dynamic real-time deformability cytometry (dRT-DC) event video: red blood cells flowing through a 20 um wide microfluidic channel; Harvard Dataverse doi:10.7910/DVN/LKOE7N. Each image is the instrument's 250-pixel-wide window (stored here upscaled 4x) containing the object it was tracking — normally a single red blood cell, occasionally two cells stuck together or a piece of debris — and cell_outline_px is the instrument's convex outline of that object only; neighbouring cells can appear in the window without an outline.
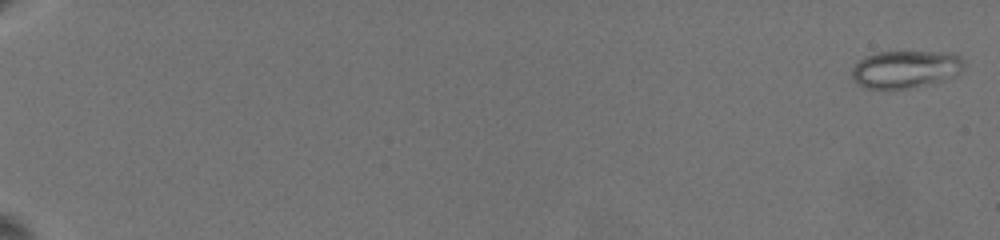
{"species": "common noctule bat (a hibernating species)", "species_latin": "Nyctalus noctula", "temperature_condition": "warm", "stored_images_in_passage": 14, "camera_frame_rate_fps": 3000, "um_per_image_px": 0.085, "animal": {"sex": "female", "body_mass_g": 19.5, "forearm_length_mm": 54.1}, "frame": {"image": 1, "passage_image": 1, "time_ms": 0.0, "image_size_px": [1000, 240], "cell_outline_px": [[964, 68], [932, 80], [904, 88], [868, 88], [860, 84], [852, 76], [852, 68], [860, 60], [868, 56], [880, 52], [932, 52], [960, 56]], "centroid_in_image_um": [76.83, 5.84], "position_along_channel_um": 8.2, "area_um2": 22.6}}
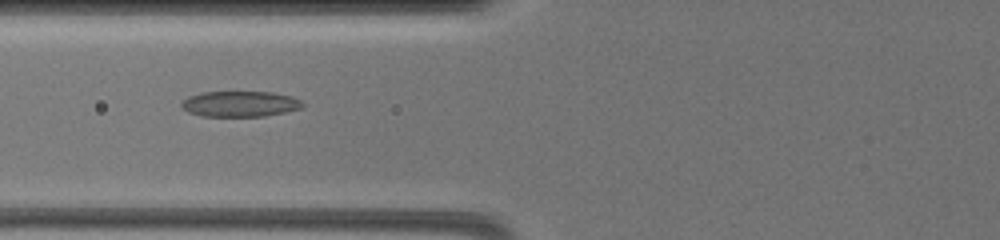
{"frame": {"image": 2, "passage_image": 11, "time_ms": 9.667, "image_size_px": [1000, 240], "cell_outline_px": [[304, 104], [300, 108], [284, 112], [264, 116], [200, 116], [188, 112], [180, 104], [188, 96], [200, 92], [272, 92], [292, 96], [300, 100]], "centroid_in_image_um": [20.38, 8.83], "position_along_channel_um": 105.4, "area_um2": 18.03}}
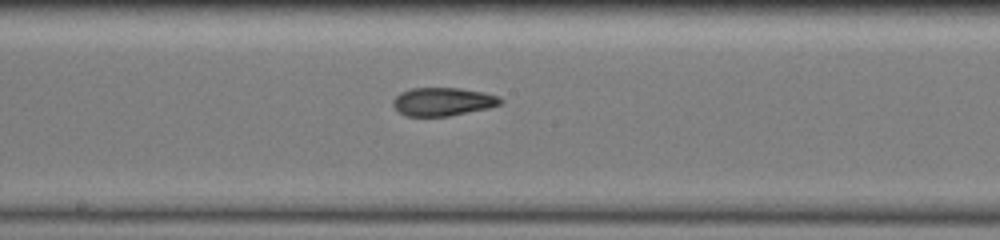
{"frame": {"image": 3, "passage_image": 14, "time_ms": 12.667, "image_size_px": [1000, 240], "cell_outline_px": [[504, 100], [500, 104], [488, 108], [448, 116], [408, 116], [400, 112], [392, 104], [392, 100], [400, 92], [412, 88], [460, 88], [484, 92], [500, 96]], "centroid_in_image_um": [37.66, 8.63], "position_along_channel_um": 210.5, "area_um2": 17.69}}